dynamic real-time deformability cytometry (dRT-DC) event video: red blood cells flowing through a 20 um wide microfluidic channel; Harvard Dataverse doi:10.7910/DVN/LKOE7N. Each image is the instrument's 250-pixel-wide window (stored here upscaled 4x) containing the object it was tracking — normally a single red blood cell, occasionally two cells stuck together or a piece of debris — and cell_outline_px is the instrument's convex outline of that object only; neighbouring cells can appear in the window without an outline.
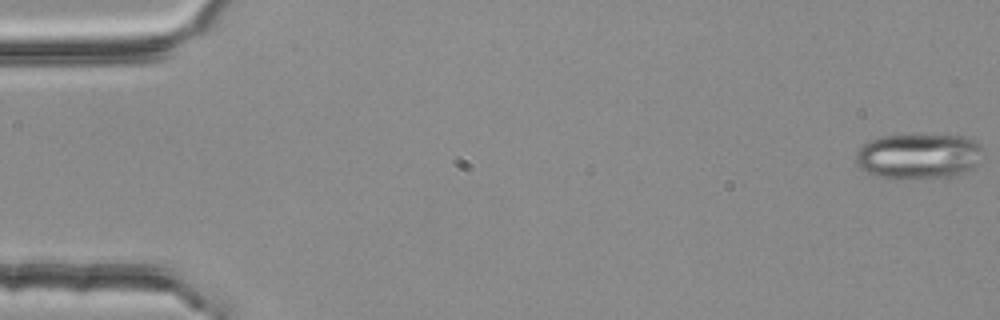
{"species": "common noctule bat (a hibernating species)", "species_latin": "Nyctalus noctula", "temperature_condition": "room temperature", "stored_images_in_passage": 56, "segment_of_instrument_passage": [1, 2], "camera_frame_rate_fps": 3000, "um_per_image_px": 0.085, "animal": {"sex": "female", "body_mass_g": 25.1}, "frame": {"image": 1, "passage_image": 1, "time_ms": 0.0, "image_size_px": [1000, 320], "cell_outline_px": [[984, 152], [980, 160], [972, 168], [964, 172], [952, 176], [876, 176], [864, 172], [856, 164], [856, 152], [868, 140], [880, 136], [964, 136], [976, 140], [984, 148]], "centroid_in_image_um": [78.1, 13.24], "position_along_channel_um": 6.9, "area_um2": 32.89}}